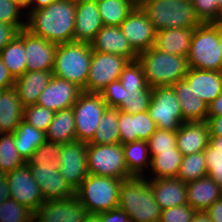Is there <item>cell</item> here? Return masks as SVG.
<instances>
[{"mask_svg":"<svg viewBox=\"0 0 222 222\" xmlns=\"http://www.w3.org/2000/svg\"><path fill=\"white\" fill-rule=\"evenodd\" d=\"M136 5H139L144 0H132Z\"/></svg>","mask_w":222,"mask_h":222,"instance_id":"a7ac6f4b","label":"cell"},{"mask_svg":"<svg viewBox=\"0 0 222 222\" xmlns=\"http://www.w3.org/2000/svg\"><path fill=\"white\" fill-rule=\"evenodd\" d=\"M13 134L16 149L25 162L46 141V132L36 129L24 120L20 122Z\"/></svg>","mask_w":222,"mask_h":222,"instance_id":"4dcf8cb0","label":"cell"},{"mask_svg":"<svg viewBox=\"0 0 222 222\" xmlns=\"http://www.w3.org/2000/svg\"><path fill=\"white\" fill-rule=\"evenodd\" d=\"M201 23H215L222 10V0H191Z\"/></svg>","mask_w":222,"mask_h":222,"instance_id":"7bdbcfd3","label":"cell"},{"mask_svg":"<svg viewBox=\"0 0 222 222\" xmlns=\"http://www.w3.org/2000/svg\"><path fill=\"white\" fill-rule=\"evenodd\" d=\"M194 29L177 28L157 31L154 47L164 53L187 57Z\"/></svg>","mask_w":222,"mask_h":222,"instance_id":"83f0119b","label":"cell"},{"mask_svg":"<svg viewBox=\"0 0 222 222\" xmlns=\"http://www.w3.org/2000/svg\"><path fill=\"white\" fill-rule=\"evenodd\" d=\"M10 189V198L31 209L34 213L45 201L40 187L32 177L31 169L25 162L5 174Z\"/></svg>","mask_w":222,"mask_h":222,"instance_id":"4fadbf2b","label":"cell"},{"mask_svg":"<svg viewBox=\"0 0 222 222\" xmlns=\"http://www.w3.org/2000/svg\"><path fill=\"white\" fill-rule=\"evenodd\" d=\"M138 6L153 23L156 32L195 28L201 24L191 0H144Z\"/></svg>","mask_w":222,"mask_h":222,"instance_id":"3957f363","label":"cell"},{"mask_svg":"<svg viewBox=\"0 0 222 222\" xmlns=\"http://www.w3.org/2000/svg\"><path fill=\"white\" fill-rule=\"evenodd\" d=\"M75 118L76 140L89 143L108 105L101 93L82 91L72 106Z\"/></svg>","mask_w":222,"mask_h":222,"instance_id":"9c48e42d","label":"cell"},{"mask_svg":"<svg viewBox=\"0 0 222 222\" xmlns=\"http://www.w3.org/2000/svg\"><path fill=\"white\" fill-rule=\"evenodd\" d=\"M97 5L104 26H120L137 6L132 0H97Z\"/></svg>","mask_w":222,"mask_h":222,"instance_id":"1f68e13d","label":"cell"},{"mask_svg":"<svg viewBox=\"0 0 222 222\" xmlns=\"http://www.w3.org/2000/svg\"><path fill=\"white\" fill-rule=\"evenodd\" d=\"M0 58L14 79L27 71L24 42L17 35L1 50Z\"/></svg>","mask_w":222,"mask_h":222,"instance_id":"836d02e7","label":"cell"},{"mask_svg":"<svg viewBox=\"0 0 222 222\" xmlns=\"http://www.w3.org/2000/svg\"><path fill=\"white\" fill-rule=\"evenodd\" d=\"M222 196V188L208 176L187 183V204L195 211H206Z\"/></svg>","mask_w":222,"mask_h":222,"instance_id":"484cf974","label":"cell"},{"mask_svg":"<svg viewBox=\"0 0 222 222\" xmlns=\"http://www.w3.org/2000/svg\"><path fill=\"white\" fill-rule=\"evenodd\" d=\"M129 60L125 57L93 51L84 92L100 93L112 81L118 80Z\"/></svg>","mask_w":222,"mask_h":222,"instance_id":"8fae6325","label":"cell"},{"mask_svg":"<svg viewBox=\"0 0 222 222\" xmlns=\"http://www.w3.org/2000/svg\"><path fill=\"white\" fill-rule=\"evenodd\" d=\"M25 161L19 155L15 146L13 133L0 134V172L5 175L17 167L23 165Z\"/></svg>","mask_w":222,"mask_h":222,"instance_id":"8d00e7d4","label":"cell"},{"mask_svg":"<svg viewBox=\"0 0 222 222\" xmlns=\"http://www.w3.org/2000/svg\"><path fill=\"white\" fill-rule=\"evenodd\" d=\"M118 130L120 143L126 144L137 141L135 133L134 114H129L118 109Z\"/></svg>","mask_w":222,"mask_h":222,"instance_id":"7dc6e473","label":"cell"},{"mask_svg":"<svg viewBox=\"0 0 222 222\" xmlns=\"http://www.w3.org/2000/svg\"><path fill=\"white\" fill-rule=\"evenodd\" d=\"M17 33L18 30L14 26L0 22V52Z\"/></svg>","mask_w":222,"mask_h":222,"instance_id":"f5cc1de1","label":"cell"},{"mask_svg":"<svg viewBox=\"0 0 222 222\" xmlns=\"http://www.w3.org/2000/svg\"><path fill=\"white\" fill-rule=\"evenodd\" d=\"M15 79L0 58V91L14 87Z\"/></svg>","mask_w":222,"mask_h":222,"instance_id":"db71d44e","label":"cell"},{"mask_svg":"<svg viewBox=\"0 0 222 222\" xmlns=\"http://www.w3.org/2000/svg\"><path fill=\"white\" fill-rule=\"evenodd\" d=\"M10 198L9 183L5 175L0 176V204Z\"/></svg>","mask_w":222,"mask_h":222,"instance_id":"680465c9","label":"cell"},{"mask_svg":"<svg viewBox=\"0 0 222 222\" xmlns=\"http://www.w3.org/2000/svg\"><path fill=\"white\" fill-rule=\"evenodd\" d=\"M149 154L152 158L158 151H172L176 146V131L156 129L147 140Z\"/></svg>","mask_w":222,"mask_h":222,"instance_id":"b9f144b4","label":"cell"},{"mask_svg":"<svg viewBox=\"0 0 222 222\" xmlns=\"http://www.w3.org/2000/svg\"><path fill=\"white\" fill-rule=\"evenodd\" d=\"M86 213L76 196L45 200L36 210L34 222H83Z\"/></svg>","mask_w":222,"mask_h":222,"instance_id":"e0dca14e","label":"cell"},{"mask_svg":"<svg viewBox=\"0 0 222 222\" xmlns=\"http://www.w3.org/2000/svg\"><path fill=\"white\" fill-rule=\"evenodd\" d=\"M35 213L13 198L0 204V222H34Z\"/></svg>","mask_w":222,"mask_h":222,"instance_id":"f35d334b","label":"cell"},{"mask_svg":"<svg viewBox=\"0 0 222 222\" xmlns=\"http://www.w3.org/2000/svg\"><path fill=\"white\" fill-rule=\"evenodd\" d=\"M55 112L38 104L24 107L23 120L38 130L46 132Z\"/></svg>","mask_w":222,"mask_h":222,"instance_id":"60d3db41","label":"cell"},{"mask_svg":"<svg viewBox=\"0 0 222 222\" xmlns=\"http://www.w3.org/2000/svg\"><path fill=\"white\" fill-rule=\"evenodd\" d=\"M83 222H100V213L87 212Z\"/></svg>","mask_w":222,"mask_h":222,"instance_id":"e7e4bbea","label":"cell"},{"mask_svg":"<svg viewBox=\"0 0 222 222\" xmlns=\"http://www.w3.org/2000/svg\"><path fill=\"white\" fill-rule=\"evenodd\" d=\"M51 71H26L15 79L14 88L24 107L36 104L40 93L48 86Z\"/></svg>","mask_w":222,"mask_h":222,"instance_id":"d4e9b609","label":"cell"},{"mask_svg":"<svg viewBox=\"0 0 222 222\" xmlns=\"http://www.w3.org/2000/svg\"><path fill=\"white\" fill-rule=\"evenodd\" d=\"M210 136H222V115L208 116Z\"/></svg>","mask_w":222,"mask_h":222,"instance_id":"9f6ffc18","label":"cell"},{"mask_svg":"<svg viewBox=\"0 0 222 222\" xmlns=\"http://www.w3.org/2000/svg\"><path fill=\"white\" fill-rule=\"evenodd\" d=\"M119 80L125 89H147L149 87L143 66L138 60L128 62L123 68Z\"/></svg>","mask_w":222,"mask_h":222,"instance_id":"ab89813d","label":"cell"},{"mask_svg":"<svg viewBox=\"0 0 222 222\" xmlns=\"http://www.w3.org/2000/svg\"><path fill=\"white\" fill-rule=\"evenodd\" d=\"M184 79L207 105L222 93V71L188 68Z\"/></svg>","mask_w":222,"mask_h":222,"instance_id":"7402d4cb","label":"cell"},{"mask_svg":"<svg viewBox=\"0 0 222 222\" xmlns=\"http://www.w3.org/2000/svg\"><path fill=\"white\" fill-rule=\"evenodd\" d=\"M119 27L138 55L154 46L156 31L153 23L138 5Z\"/></svg>","mask_w":222,"mask_h":222,"instance_id":"2e32d148","label":"cell"},{"mask_svg":"<svg viewBox=\"0 0 222 222\" xmlns=\"http://www.w3.org/2000/svg\"><path fill=\"white\" fill-rule=\"evenodd\" d=\"M81 92L82 89L76 84L53 75L48 86L40 93L36 104L57 112L71 108Z\"/></svg>","mask_w":222,"mask_h":222,"instance_id":"ac0fdd59","label":"cell"},{"mask_svg":"<svg viewBox=\"0 0 222 222\" xmlns=\"http://www.w3.org/2000/svg\"><path fill=\"white\" fill-rule=\"evenodd\" d=\"M22 13H24V10L18 7L12 0H0V22L12 25L20 31L26 28V22L21 20L23 19Z\"/></svg>","mask_w":222,"mask_h":222,"instance_id":"f6af8a7d","label":"cell"},{"mask_svg":"<svg viewBox=\"0 0 222 222\" xmlns=\"http://www.w3.org/2000/svg\"><path fill=\"white\" fill-rule=\"evenodd\" d=\"M100 93L109 108H118L123 103L124 87L119 79L112 81Z\"/></svg>","mask_w":222,"mask_h":222,"instance_id":"f907efd6","label":"cell"},{"mask_svg":"<svg viewBox=\"0 0 222 222\" xmlns=\"http://www.w3.org/2000/svg\"><path fill=\"white\" fill-rule=\"evenodd\" d=\"M103 26L97 0H76L74 42L91 43Z\"/></svg>","mask_w":222,"mask_h":222,"instance_id":"d6986e66","label":"cell"},{"mask_svg":"<svg viewBox=\"0 0 222 222\" xmlns=\"http://www.w3.org/2000/svg\"><path fill=\"white\" fill-rule=\"evenodd\" d=\"M157 129L177 131L183 123L180 102L172 86L155 87L148 108Z\"/></svg>","mask_w":222,"mask_h":222,"instance_id":"30bf717a","label":"cell"},{"mask_svg":"<svg viewBox=\"0 0 222 222\" xmlns=\"http://www.w3.org/2000/svg\"><path fill=\"white\" fill-rule=\"evenodd\" d=\"M207 176L204 151L183 156L177 178L184 183L193 182Z\"/></svg>","mask_w":222,"mask_h":222,"instance_id":"d590c367","label":"cell"},{"mask_svg":"<svg viewBox=\"0 0 222 222\" xmlns=\"http://www.w3.org/2000/svg\"><path fill=\"white\" fill-rule=\"evenodd\" d=\"M62 144L46 140L41 144L31 157L27 160L29 166H36L38 163H50L59 159L61 154Z\"/></svg>","mask_w":222,"mask_h":222,"instance_id":"ee69618b","label":"cell"},{"mask_svg":"<svg viewBox=\"0 0 222 222\" xmlns=\"http://www.w3.org/2000/svg\"><path fill=\"white\" fill-rule=\"evenodd\" d=\"M152 98V88L147 89H125L123 103L117 108L129 114L148 111Z\"/></svg>","mask_w":222,"mask_h":222,"instance_id":"74e56055","label":"cell"},{"mask_svg":"<svg viewBox=\"0 0 222 222\" xmlns=\"http://www.w3.org/2000/svg\"><path fill=\"white\" fill-rule=\"evenodd\" d=\"M24 106L14 87L0 91V134L13 133L23 120Z\"/></svg>","mask_w":222,"mask_h":222,"instance_id":"4316f807","label":"cell"},{"mask_svg":"<svg viewBox=\"0 0 222 222\" xmlns=\"http://www.w3.org/2000/svg\"><path fill=\"white\" fill-rule=\"evenodd\" d=\"M207 166V176L212 178L222 188V153L217 152L209 143L204 150Z\"/></svg>","mask_w":222,"mask_h":222,"instance_id":"bcb514c9","label":"cell"},{"mask_svg":"<svg viewBox=\"0 0 222 222\" xmlns=\"http://www.w3.org/2000/svg\"><path fill=\"white\" fill-rule=\"evenodd\" d=\"M149 183L161 210L187 204V184L177 177L150 179Z\"/></svg>","mask_w":222,"mask_h":222,"instance_id":"603a6c76","label":"cell"},{"mask_svg":"<svg viewBox=\"0 0 222 222\" xmlns=\"http://www.w3.org/2000/svg\"><path fill=\"white\" fill-rule=\"evenodd\" d=\"M92 46L85 42L57 45L53 75L85 88L92 58Z\"/></svg>","mask_w":222,"mask_h":222,"instance_id":"5b68a950","label":"cell"},{"mask_svg":"<svg viewBox=\"0 0 222 222\" xmlns=\"http://www.w3.org/2000/svg\"><path fill=\"white\" fill-rule=\"evenodd\" d=\"M182 158L183 154L177 147L172 151H158L151 158L150 171L153 172V178L149 179L177 177Z\"/></svg>","mask_w":222,"mask_h":222,"instance_id":"d6a6232c","label":"cell"},{"mask_svg":"<svg viewBox=\"0 0 222 222\" xmlns=\"http://www.w3.org/2000/svg\"><path fill=\"white\" fill-rule=\"evenodd\" d=\"M55 0H31L30 12L49 6Z\"/></svg>","mask_w":222,"mask_h":222,"instance_id":"91938a15","label":"cell"},{"mask_svg":"<svg viewBox=\"0 0 222 222\" xmlns=\"http://www.w3.org/2000/svg\"><path fill=\"white\" fill-rule=\"evenodd\" d=\"M222 115V93L208 105V116Z\"/></svg>","mask_w":222,"mask_h":222,"instance_id":"6f0895ef","label":"cell"},{"mask_svg":"<svg viewBox=\"0 0 222 222\" xmlns=\"http://www.w3.org/2000/svg\"><path fill=\"white\" fill-rule=\"evenodd\" d=\"M46 140L61 144L76 141L72 107L55 112L53 120L46 130Z\"/></svg>","mask_w":222,"mask_h":222,"instance_id":"f1b7e54d","label":"cell"},{"mask_svg":"<svg viewBox=\"0 0 222 222\" xmlns=\"http://www.w3.org/2000/svg\"><path fill=\"white\" fill-rule=\"evenodd\" d=\"M210 142L207 121L183 122L176 131V146L183 156L202 152Z\"/></svg>","mask_w":222,"mask_h":222,"instance_id":"44dd1931","label":"cell"},{"mask_svg":"<svg viewBox=\"0 0 222 222\" xmlns=\"http://www.w3.org/2000/svg\"><path fill=\"white\" fill-rule=\"evenodd\" d=\"M191 222H212L209 215L204 211H196Z\"/></svg>","mask_w":222,"mask_h":222,"instance_id":"94428289","label":"cell"},{"mask_svg":"<svg viewBox=\"0 0 222 222\" xmlns=\"http://www.w3.org/2000/svg\"><path fill=\"white\" fill-rule=\"evenodd\" d=\"M29 167L45 200L69 199L75 196V191L59 172V159Z\"/></svg>","mask_w":222,"mask_h":222,"instance_id":"5bb4252c","label":"cell"},{"mask_svg":"<svg viewBox=\"0 0 222 222\" xmlns=\"http://www.w3.org/2000/svg\"><path fill=\"white\" fill-rule=\"evenodd\" d=\"M122 181L112 177L88 175L75 191V196L87 212H107L118 207Z\"/></svg>","mask_w":222,"mask_h":222,"instance_id":"52a82bcc","label":"cell"},{"mask_svg":"<svg viewBox=\"0 0 222 222\" xmlns=\"http://www.w3.org/2000/svg\"><path fill=\"white\" fill-rule=\"evenodd\" d=\"M196 211L188 204L161 210L159 222H191Z\"/></svg>","mask_w":222,"mask_h":222,"instance_id":"c3c4849f","label":"cell"},{"mask_svg":"<svg viewBox=\"0 0 222 222\" xmlns=\"http://www.w3.org/2000/svg\"><path fill=\"white\" fill-rule=\"evenodd\" d=\"M215 24L222 30V10H221L219 18L217 19Z\"/></svg>","mask_w":222,"mask_h":222,"instance_id":"03108f58","label":"cell"},{"mask_svg":"<svg viewBox=\"0 0 222 222\" xmlns=\"http://www.w3.org/2000/svg\"><path fill=\"white\" fill-rule=\"evenodd\" d=\"M76 0H55L49 6L32 10L26 17V29L49 42L74 41Z\"/></svg>","mask_w":222,"mask_h":222,"instance_id":"6da1fadb","label":"cell"},{"mask_svg":"<svg viewBox=\"0 0 222 222\" xmlns=\"http://www.w3.org/2000/svg\"><path fill=\"white\" fill-rule=\"evenodd\" d=\"M17 36L24 42L27 71H53L57 44L36 36L26 28Z\"/></svg>","mask_w":222,"mask_h":222,"instance_id":"9a60e30c","label":"cell"},{"mask_svg":"<svg viewBox=\"0 0 222 222\" xmlns=\"http://www.w3.org/2000/svg\"><path fill=\"white\" fill-rule=\"evenodd\" d=\"M100 222H131L128 214L119 206L100 213Z\"/></svg>","mask_w":222,"mask_h":222,"instance_id":"816d5d0a","label":"cell"},{"mask_svg":"<svg viewBox=\"0 0 222 222\" xmlns=\"http://www.w3.org/2000/svg\"><path fill=\"white\" fill-rule=\"evenodd\" d=\"M180 102L183 122L207 121L208 105L200 99L185 79L172 85Z\"/></svg>","mask_w":222,"mask_h":222,"instance_id":"cb8c5ba5","label":"cell"},{"mask_svg":"<svg viewBox=\"0 0 222 222\" xmlns=\"http://www.w3.org/2000/svg\"><path fill=\"white\" fill-rule=\"evenodd\" d=\"M59 163V172L70 187L76 191L82 181L89 175L87 143L76 140L62 144Z\"/></svg>","mask_w":222,"mask_h":222,"instance_id":"7c38bea8","label":"cell"},{"mask_svg":"<svg viewBox=\"0 0 222 222\" xmlns=\"http://www.w3.org/2000/svg\"><path fill=\"white\" fill-rule=\"evenodd\" d=\"M134 126L137 140L144 141H147L157 129V125L149 116L148 111L134 114Z\"/></svg>","mask_w":222,"mask_h":222,"instance_id":"681fc988","label":"cell"},{"mask_svg":"<svg viewBox=\"0 0 222 222\" xmlns=\"http://www.w3.org/2000/svg\"><path fill=\"white\" fill-rule=\"evenodd\" d=\"M217 152L222 153V136H210L209 142Z\"/></svg>","mask_w":222,"mask_h":222,"instance_id":"6125c7cd","label":"cell"},{"mask_svg":"<svg viewBox=\"0 0 222 222\" xmlns=\"http://www.w3.org/2000/svg\"><path fill=\"white\" fill-rule=\"evenodd\" d=\"M186 58L188 68L222 71L219 27L215 23H201L195 27Z\"/></svg>","mask_w":222,"mask_h":222,"instance_id":"8992f818","label":"cell"},{"mask_svg":"<svg viewBox=\"0 0 222 222\" xmlns=\"http://www.w3.org/2000/svg\"><path fill=\"white\" fill-rule=\"evenodd\" d=\"M123 153L128 173L132 177H144L145 169H150L151 166L147 141L137 140L123 144Z\"/></svg>","mask_w":222,"mask_h":222,"instance_id":"f546056e","label":"cell"},{"mask_svg":"<svg viewBox=\"0 0 222 222\" xmlns=\"http://www.w3.org/2000/svg\"><path fill=\"white\" fill-rule=\"evenodd\" d=\"M146 82L152 89L172 86L184 79L188 70L187 58L181 55L164 53L154 46L138 55Z\"/></svg>","mask_w":222,"mask_h":222,"instance_id":"277c9868","label":"cell"},{"mask_svg":"<svg viewBox=\"0 0 222 222\" xmlns=\"http://www.w3.org/2000/svg\"><path fill=\"white\" fill-rule=\"evenodd\" d=\"M120 142L118 130V109L107 108L92 140L87 144H116Z\"/></svg>","mask_w":222,"mask_h":222,"instance_id":"e575fe53","label":"cell"},{"mask_svg":"<svg viewBox=\"0 0 222 222\" xmlns=\"http://www.w3.org/2000/svg\"><path fill=\"white\" fill-rule=\"evenodd\" d=\"M18 7H20L22 10L27 9L28 11L26 12L27 16L30 13V5H31V0H12Z\"/></svg>","mask_w":222,"mask_h":222,"instance_id":"be15d7a7","label":"cell"},{"mask_svg":"<svg viewBox=\"0 0 222 222\" xmlns=\"http://www.w3.org/2000/svg\"><path fill=\"white\" fill-rule=\"evenodd\" d=\"M118 206L128 214L131 222L160 221L161 209L146 175L122 181Z\"/></svg>","mask_w":222,"mask_h":222,"instance_id":"7a4b0ae2","label":"cell"},{"mask_svg":"<svg viewBox=\"0 0 222 222\" xmlns=\"http://www.w3.org/2000/svg\"><path fill=\"white\" fill-rule=\"evenodd\" d=\"M212 222H222V196L205 211Z\"/></svg>","mask_w":222,"mask_h":222,"instance_id":"11a10c76","label":"cell"},{"mask_svg":"<svg viewBox=\"0 0 222 222\" xmlns=\"http://www.w3.org/2000/svg\"><path fill=\"white\" fill-rule=\"evenodd\" d=\"M90 44L92 51L119 55L129 61L138 60V54L133 50L119 26H103Z\"/></svg>","mask_w":222,"mask_h":222,"instance_id":"ffe728a7","label":"cell"},{"mask_svg":"<svg viewBox=\"0 0 222 222\" xmlns=\"http://www.w3.org/2000/svg\"><path fill=\"white\" fill-rule=\"evenodd\" d=\"M219 45L220 50L222 51V30L219 28Z\"/></svg>","mask_w":222,"mask_h":222,"instance_id":"003e7915","label":"cell"},{"mask_svg":"<svg viewBox=\"0 0 222 222\" xmlns=\"http://www.w3.org/2000/svg\"><path fill=\"white\" fill-rule=\"evenodd\" d=\"M88 174L126 180L132 178L125 163L123 145L87 144Z\"/></svg>","mask_w":222,"mask_h":222,"instance_id":"ba28073f","label":"cell"}]
</instances>
